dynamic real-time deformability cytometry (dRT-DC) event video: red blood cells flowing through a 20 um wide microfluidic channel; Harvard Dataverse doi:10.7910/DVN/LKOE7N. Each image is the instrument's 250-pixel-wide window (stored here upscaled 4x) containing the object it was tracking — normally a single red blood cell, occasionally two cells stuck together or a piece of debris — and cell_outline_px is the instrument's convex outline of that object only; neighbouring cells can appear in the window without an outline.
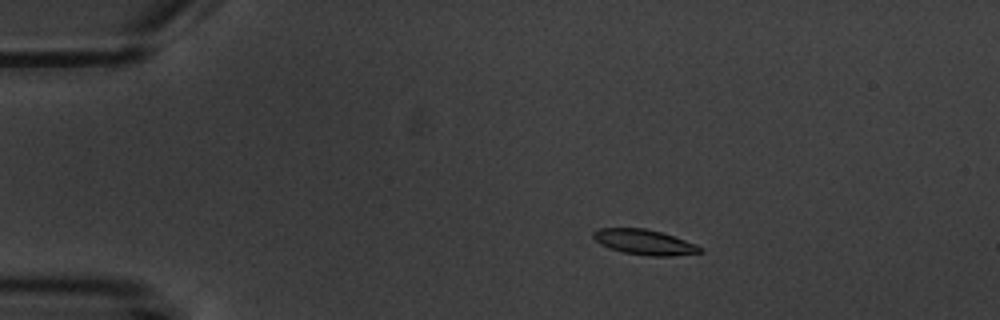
{"species": "common noctule bat (a hibernating species)", "species_latin": "Nyctalus noctula", "temperature_condition": "warm", "stored_images_in_passage": 7, "segment_of_instrument_passage": [1, 2], "camera_frame_rate_fps": 3000, "um_per_image_px": 0.085, "animal": {"sex": "male", "body_mass_g": 20.1, "forearm_length_mm": 53.5}, "frame": {"image": 1, "passage_image": 4, "time_ms": 3.333, "image_size_px": [1000, 320], "cell_outline_px": [[704, 252], [672, 256], [652, 256], [624, 252], [608, 248], [600, 244], [592, 236], [592, 232], [600, 228], [644, 228], [660, 232], [696, 244], [704, 248]], "centroid_in_image_um": [54.78, 20.58], "position_along_channel_um": 30.2, "area_um2": 15.61}}